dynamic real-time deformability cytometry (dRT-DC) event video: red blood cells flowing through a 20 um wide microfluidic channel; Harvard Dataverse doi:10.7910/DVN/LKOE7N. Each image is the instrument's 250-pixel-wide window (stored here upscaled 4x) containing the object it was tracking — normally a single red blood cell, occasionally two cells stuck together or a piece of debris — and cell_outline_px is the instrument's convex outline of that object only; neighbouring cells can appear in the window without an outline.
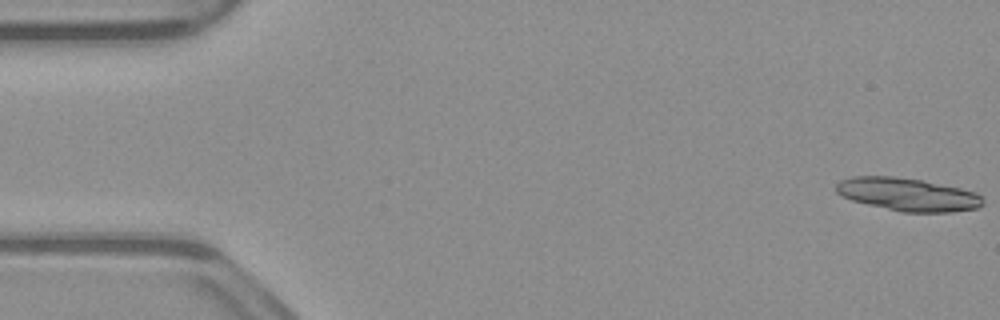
{"species": "common noctule bat (a hibernating species)", "species_latin": "Nyctalus noctula", "temperature_condition": "warm", "stored_images_in_passage": 54, "segment_of_instrument_passage": [1, 2], "camera_frame_rate_fps": 3000, "um_per_image_px": 0.085, "animal": {"sex": "male", "body_mass_g": 23.1, "forearm_length_mm": 52.7}, "frame": {"image": 1, "passage_image": 1, "time_ms": 0.0, "image_size_px": [1000, 320], "cell_outline_px": [[984, 204], [976, 208], [952, 212], [900, 212], [852, 200], [836, 192], [836, 184], [840, 180], [852, 176], [892, 176], [924, 180], [960, 188], [976, 192], [984, 200]], "centroid_in_image_um": [77.17, 16.52], "position_along_channel_um": 7.8, "area_um2": 28.21}}